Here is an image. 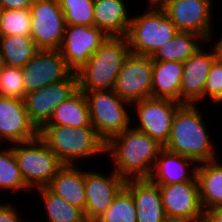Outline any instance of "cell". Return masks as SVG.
Instances as JSON below:
<instances>
[{"mask_svg":"<svg viewBox=\"0 0 222 222\" xmlns=\"http://www.w3.org/2000/svg\"><path fill=\"white\" fill-rule=\"evenodd\" d=\"M156 140L132 126L113 136L105 145L112 169L124 180L148 179L160 150Z\"/></svg>","mask_w":222,"mask_h":222,"instance_id":"6da1fadb","label":"cell"},{"mask_svg":"<svg viewBox=\"0 0 222 222\" xmlns=\"http://www.w3.org/2000/svg\"><path fill=\"white\" fill-rule=\"evenodd\" d=\"M197 105L182 104L176 111L169 140L164 146L170 152L194 159L197 163L219 158L210 138L203 113Z\"/></svg>","mask_w":222,"mask_h":222,"instance_id":"7a4b0ae2","label":"cell"},{"mask_svg":"<svg viewBox=\"0 0 222 222\" xmlns=\"http://www.w3.org/2000/svg\"><path fill=\"white\" fill-rule=\"evenodd\" d=\"M130 54L126 37H110L76 73L81 91L112 90L125 58Z\"/></svg>","mask_w":222,"mask_h":222,"instance_id":"3957f363","label":"cell"},{"mask_svg":"<svg viewBox=\"0 0 222 222\" xmlns=\"http://www.w3.org/2000/svg\"><path fill=\"white\" fill-rule=\"evenodd\" d=\"M39 136L63 165H78V161L99 154L105 156L106 143L94 127L43 126Z\"/></svg>","mask_w":222,"mask_h":222,"instance_id":"277c9868","label":"cell"},{"mask_svg":"<svg viewBox=\"0 0 222 222\" xmlns=\"http://www.w3.org/2000/svg\"><path fill=\"white\" fill-rule=\"evenodd\" d=\"M146 11L132 16L126 39L130 53L152 56L178 30L160 6H148Z\"/></svg>","mask_w":222,"mask_h":222,"instance_id":"5b68a950","label":"cell"},{"mask_svg":"<svg viewBox=\"0 0 222 222\" xmlns=\"http://www.w3.org/2000/svg\"><path fill=\"white\" fill-rule=\"evenodd\" d=\"M26 186L31 190L47 187L63 166L58 157L38 135L10 145Z\"/></svg>","mask_w":222,"mask_h":222,"instance_id":"8992f818","label":"cell"},{"mask_svg":"<svg viewBox=\"0 0 222 222\" xmlns=\"http://www.w3.org/2000/svg\"><path fill=\"white\" fill-rule=\"evenodd\" d=\"M82 92L88 102L90 123L105 143L132 125V115L128 112L131 103L120 98L113 89Z\"/></svg>","mask_w":222,"mask_h":222,"instance_id":"52a82bcc","label":"cell"},{"mask_svg":"<svg viewBox=\"0 0 222 222\" xmlns=\"http://www.w3.org/2000/svg\"><path fill=\"white\" fill-rule=\"evenodd\" d=\"M214 0H166L160 7L178 32L202 36L207 44L213 41L212 7Z\"/></svg>","mask_w":222,"mask_h":222,"instance_id":"ba28073f","label":"cell"},{"mask_svg":"<svg viewBox=\"0 0 222 222\" xmlns=\"http://www.w3.org/2000/svg\"><path fill=\"white\" fill-rule=\"evenodd\" d=\"M31 37L39 50H59L66 22L58 0H34L30 7Z\"/></svg>","mask_w":222,"mask_h":222,"instance_id":"9c48e42d","label":"cell"},{"mask_svg":"<svg viewBox=\"0 0 222 222\" xmlns=\"http://www.w3.org/2000/svg\"><path fill=\"white\" fill-rule=\"evenodd\" d=\"M182 104L161 98H146L131 104V109L136 113L133 128L146 133L163 147L169 140L173 117Z\"/></svg>","mask_w":222,"mask_h":222,"instance_id":"30bf717a","label":"cell"},{"mask_svg":"<svg viewBox=\"0 0 222 222\" xmlns=\"http://www.w3.org/2000/svg\"><path fill=\"white\" fill-rule=\"evenodd\" d=\"M153 60L151 56L130 53L117 75L113 91L133 103L152 97Z\"/></svg>","mask_w":222,"mask_h":222,"instance_id":"8fae6325","label":"cell"},{"mask_svg":"<svg viewBox=\"0 0 222 222\" xmlns=\"http://www.w3.org/2000/svg\"><path fill=\"white\" fill-rule=\"evenodd\" d=\"M78 89L73 72L67 79L27 93L23 99L30 121L40 130L52 116L54 109Z\"/></svg>","mask_w":222,"mask_h":222,"instance_id":"7c38bea8","label":"cell"},{"mask_svg":"<svg viewBox=\"0 0 222 222\" xmlns=\"http://www.w3.org/2000/svg\"><path fill=\"white\" fill-rule=\"evenodd\" d=\"M21 70L26 94L63 81L73 73L59 50H39Z\"/></svg>","mask_w":222,"mask_h":222,"instance_id":"4fadbf2b","label":"cell"},{"mask_svg":"<svg viewBox=\"0 0 222 222\" xmlns=\"http://www.w3.org/2000/svg\"><path fill=\"white\" fill-rule=\"evenodd\" d=\"M107 37L108 35L96 26L66 25L59 51L68 67L77 72Z\"/></svg>","mask_w":222,"mask_h":222,"instance_id":"5bb4252c","label":"cell"},{"mask_svg":"<svg viewBox=\"0 0 222 222\" xmlns=\"http://www.w3.org/2000/svg\"><path fill=\"white\" fill-rule=\"evenodd\" d=\"M125 180L113 169L102 174L85 169L86 205L84 216L87 222H95L111 205L115 196L124 187Z\"/></svg>","mask_w":222,"mask_h":222,"instance_id":"9a60e30c","label":"cell"},{"mask_svg":"<svg viewBox=\"0 0 222 222\" xmlns=\"http://www.w3.org/2000/svg\"><path fill=\"white\" fill-rule=\"evenodd\" d=\"M158 187L167 219H204L196 177L189 182Z\"/></svg>","mask_w":222,"mask_h":222,"instance_id":"2e32d148","label":"cell"},{"mask_svg":"<svg viewBox=\"0 0 222 222\" xmlns=\"http://www.w3.org/2000/svg\"><path fill=\"white\" fill-rule=\"evenodd\" d=\"M201 46L190 58L183 62L180 83V103L198 105L204 101V87L213 62L216 60L213 48L208 51ZM208 51V52H207ZM211 51V52H210Z\"/></svg>","mask_w":222,"mask_h":222,"instance_id":"e0dca14e","label":"cell"},{"mask_svg":"<svg viewBox=\"0 0 222 222\" xmlns=\"http://www.w3.org/2000/svg\"><path fill=\"white\" fill-rule=\"evenodd\" d=\"M39 135L30 121L23 100L0 96V138L4 144L29 141Z\"/></svg>","mask_w":222,"mask_h":222,"instance_id":"ac0fdd59","label":"cell"},{"mask_svg":"<svg viewBox=\"0 0 222 222\" xmlns=\"http://www.w3.org/2000/svg\"><path fill=\"white\" fill-rule=\"evenodd\" d=\"M124 187L131 193L137 222H166L162 196L158 185L149 179H128Z\"/></svg>","mask_w":222,"mask_h":222,"instance_id":"d6986e66","label":"cell"},{"mask_svg":"<svg viewBox=\"0 0 222 222\" xmlns=\"http://www.w3.org/2000/svg\"><path fill=\"white\" fill-rule=\"evenodd\" d=\"M197 166L194 159L170 152L163 147L148 179L156 185L189 182L196 177Z\"/></svg>","mask_w":222,"mask_h":222,"instance_id":"ffe728a7","label":"cell"},{"mask_svg":"<svg viewBox=\"0 0 222 222\" xmlns=\"http://www.w3.org/2000/svg\"><path fill=\"white\" fill-rule=\"evenodd\" d=\"M77 166L80 165H63L47 188L84 212L86 205L85 170Z\"/></svg>","mask_w":222,"mask_h":222,"instance_id":"44dd1931","label":"cell"},{"mask_svg":"<svg viewBox=\"0 0 222 222\" xmlns=\"http://www.w3.org/2000/svg\"><path fill=\"white\" fill-rule=\"evenodd\" d=\"M125 0H94V26L110 37H126L131 15Z\"/></svg>","mask_w":222,"mask_h":222,"instance_id":"7402d4cb","label":"cell"},{"mask_svg":"<svg viewBox=\"0 0 222 222\" xmlns=\"http://www.w3.org/2000/svg\"><path fill=\"white\" fill-rule=\"evenodd\" d=\"M221 159L198 163L196 178L201 206L205 211L222 207Z\"/></svg>","mask_w":222,"mask_h":222,"instance_id":"603a6c76","label":"cell"},{"mask_svg":"<svg viewBox=\"0 0 222 222\" xmlns=\"http://www.w3.org/2000/svg\"><path fill=\"white\" fill-rule=\"evenodd\" d=\"M183 62L154 61L152 98L170 99L180 103V83Z\"/></svg>","mask_w":222,"mask_h":222,"instance_id":"cb8c5ba5","label":"cell"},{"mask_svg":"<svg viewBox=\"0 0 222 222\" xmlns=\"http://www.w3.org/2000/svg\"><path fill=\"white\" fill-rule=\"evenodd\" d=\"M44 126L93 127L90 123L89 106L84 92L77 89L54 109Z\"/></svg>","mask_w":222,"mask_h":222,"instance_id":"d4e9b609","label":"cell"},{"mask_svg":"<svg viewBox=\"0 0 222 222\" xmlns=\"http://www.w3.org/2000/svg\"><path fill=\"white\" fill-rule=\"evenodd\" d=\"M207 41L200 35L177 32L172 39L158 48L151 56L154 61L185 62Z\"/></svg>","mask_w":222,"mask_h":222,"instance_id":"484cf974","label":"cell"},{"mask_svg":"<svg viewBox=\"0 0 222 222\" xmlns=\"http://www.w3.org/2000/svg\"><path fill=\"white\" fill-rule=\"evenodd\" d=\"M0 50L6 66L22 68L39 51L30 35L0 36Z\"/></svg>","mask_w":222,"mask_h":222,"instance_id":"4316f807","label":"cell"},{"mask_svg":"<svg viewBox=\"0 0 222 222\" xmlns=\"http://www.w3.org/2000/svg\"><path fill=\"white\" fill-rule=\"evenodd\" d=\"M45 208L47 222H87L83 211L55 195L47 187L36 189Z\"/></svg>","mask_w":222,"mask_h":222,"instance_id":"83f0119b","label":"cell"},{"mask_svg":"<svg viewBox=\"0 0 222 222\" xmlns=\"http://www.w3.org/2000/svg\"><path fill=\"white\" fill-rule=\"evenodd\" d=\"M7 147V148H6ZM0 149V190L14 192H29L30 189L26 186L17 160L14 156L13 149L9 145Z\"/></svg>","mask_w":222,"mask_h":222,"instance_id":"f1b7e54d","label":"cell"},{"mask_svg":"<svg viewBox=\"0 0 222 222\" xmlns=\"http://www.w3.org/2000/svg\"><path fill=\"white\" fill-rule=\"evenodd\" d=\"M95 222H137L136 206L131 193L123 187Z\"/></svg>","mask_w":222,"mask_h":222,"instance_id":"f546056e","label":"cell"},{"mask_svg":"<svg viewBox=\"0 0 222 222\" xmlns=\"http://www.w3.org/2000/svg\"><path fill=\"white\" fill-rule=\"evenodd\" d=\"M31 35V12L26 9H0V36Z\"/></svg>","mask_w":222,"mask_h":222,"instance_id":"4dcf8cb0","label":"cell"},{"mask_svg":"<svg viewBox=\"0 0 222 222\" xmlns=\"http://www.w3.org/2000/svg\"><path fill=\"white\" fill-rule=\"evenodd\" d=\"M66 25L94 26V0H58Z\"/></svg>","mask_w":222,"mask_h":222,"instance_id":"1f68e13d","label":"cell"},{"mask_svg":"<svg viewBox=\"0 0 222 222\" xmlns=\"http://www.w3.org/2000/svg\"><path fill=\"white\" fill-rule=\"evenodd\" d=\"M25 95L21 68L5 65L0 71V96L23 100Z\"/></svg>","mask_w":222,"mask_h":222,"instance_id":"d6a6232c","label":"cell"},{"mask_svg":"<svg viewBox=\"0 0 222 222\" xmlns=\"http://www.w3.org/2000/svg\"><path fill=\"white\" fill-rule=\"evenodd\" d=\"M209 97L215 104L222 103V64L215 60L210 68L204 87V100Z\"/></svg>","mask_w":222,"mask_h":222,"instance_id":"836d02e7","label":"cell"},{"mask_svg":"<svg viewBox=\"0 0 222 222\" xmlns=\"http://www.w3.org/2000/svg\"><path fill=\"white\" fill-rule=\"evenodd\" d=\"M11 203L13 202L0 203V222H26L27 220L21 217V212H18V208H14Z\"/></svg>","mask_w":222,"mask_h":222,"instance_id":"e575fe53","label":"cell"},{"mask_svg":"<svg viewBox=\"0 0 222 222\" xmlns=\"http://www.w3.org/2000/svg\"><path fill=\"white\" fill-rule=\"evenodd\" d=\"M34 0H0V9H26L30 8Z\"/></svg>","mask_w":222,"mask_h":222,"instance_id":"d590c367","label":"cell"},{"mask_svg":"<svg viewBox=\"0 0 222 222\" xmlns=\"http://www.w3.org/2000/svg\"><path fill=\"white\" fill-rule=\"evenodd\" d=\"M205 222H222V207L212 208L204 213Z\"/></svg>","mask_w":222,"mask_h":222,"instance_id":"8d00e7d4","label":"cell"},{"mask_svg":"<svg viewBox=\"0 0 222 222\" xmlns=\"http://www.w3.org/2000/svg\"><path fill=\"white\" fill-rule=\"evenodd\" d=\"M215 45L212 46L214 52H215V58L216 60L222 64V35L220 36L219 41L217 40Z\"/></svg>","mask_w":222,"mask_h":222,"instance_id":"74e56055","label":"cell"},{"mask_svg":"<svg viewBox=\"0 0 222 222\" xmlns=\"http://www.w3.org/2000/svg\"><path fill=\"white\" fill-rule=\"evenodd\" d=\"M166 222H205L204 219H168Z\"/></svg>","mask_w":222,"mask_h":222,"instance_id":"f35d334b","label":"cell"},{"mask_svg":"<svg viewBox=\"0 0 222 222\" xmlns=\"http://www.w3.org/2000/svg\"><path fill=\"white\" fill-rule=\"evenodd\" d=\"M166 0H148L149 6H161Z\"/></svg>","mask_w":222,"mask_h":222,"instance_id":"ab89813d","label":"cell"},{"mask_svg":"<svg viewBox=\"0 0 222 222\" xmlns=\"http://www.w3.org/2000/svg\"><path fill=\"white\" fill-rule=\"evenodd\" d=\"M5 64H4V58L2 55V52L0 50V71L4 68Z\"/></svg>","mask_w":222,"mask_h":222,"instance_id":"60d3db41","label":"cell"},{"mask_svg":"<svg viewBox=\"0 0 222 222\" xmlns=\"http://www.w3.org/2000/svg\"><path fill=\"white\" fill-rule=\"evenodd\" d=\"M3 142H4V141L0 138V146L3 144Z\"/></svg>","mask_w":222,"mask_h":222,"instance_id":"b9f144b4","label":"cell"}]
</instances>
